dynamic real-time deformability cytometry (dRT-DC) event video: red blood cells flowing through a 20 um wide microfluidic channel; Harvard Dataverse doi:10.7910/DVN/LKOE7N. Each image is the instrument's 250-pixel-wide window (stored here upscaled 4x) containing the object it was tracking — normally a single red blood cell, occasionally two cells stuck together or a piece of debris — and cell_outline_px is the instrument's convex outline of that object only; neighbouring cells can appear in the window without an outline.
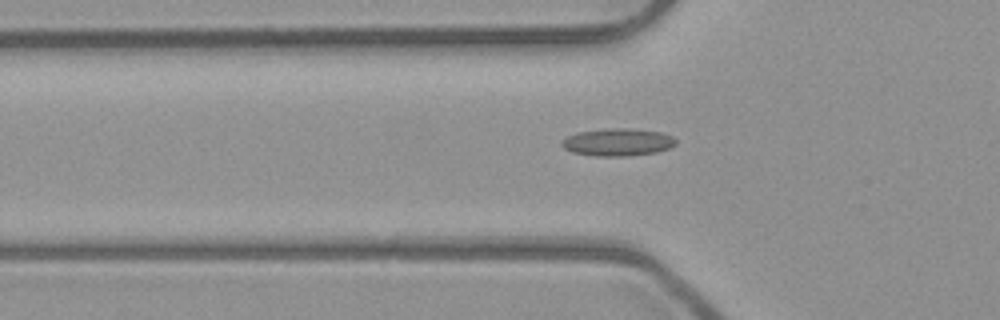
{"species": "common noctule bat (a hibernating species)", "species_latin": "Nyctalus noctula", "temperature_condition": "room temperature", "stored_images_in_passage": 43, "camera_frame_rate_fps": 3000, "um_per_image_px": 0.085, "animal": {"sex": "male", "body_mass_g": 23.1, "forearm_length_mm": 52.7}, "frame": {"image": 1, "passage_image": 15, "time_ms": 4.667, "image_size_px": [1000, 320], "cell_outline_px": [[676, 144], [668, 148], [656, 152], [628, 156], [596, 156], [572, 152], [564, 148], [560, 144], [560, 140], [576, 132], [604, 128], [632, 128], [660, 132], [672, 136], [676, 140]], "centroid_in_image_um": [52.47, 12.07], "position_along_channel_um": 73.3, "area_um2": 18.44}}
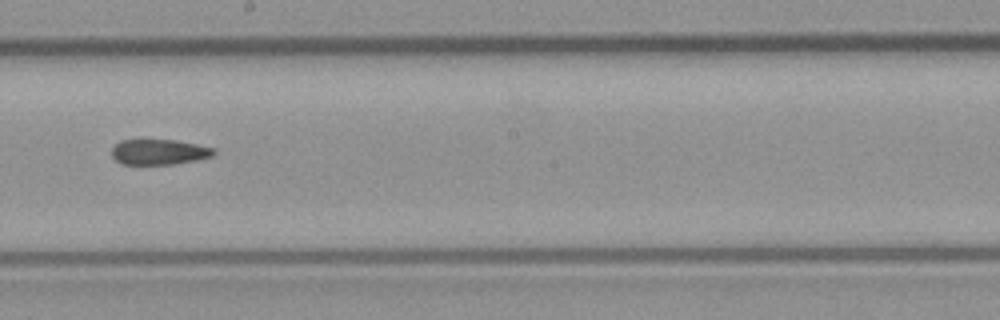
{"frame": {"image": 2, "passage_image": 27, "time_ms": 8.667, "image_size_px": [1000, 320], "cell_outline_px": [[216, 152], [212, 156], [196, 160], [172, 164], [120, 164], [112, 156], [112, 148], [120, 140], [140, 136], [176, 140], [216, 148]], "centroid_in_image_um": [13.47, 12.86], "position_along_channel_um": 234.7, "area_um2": 15.9}}
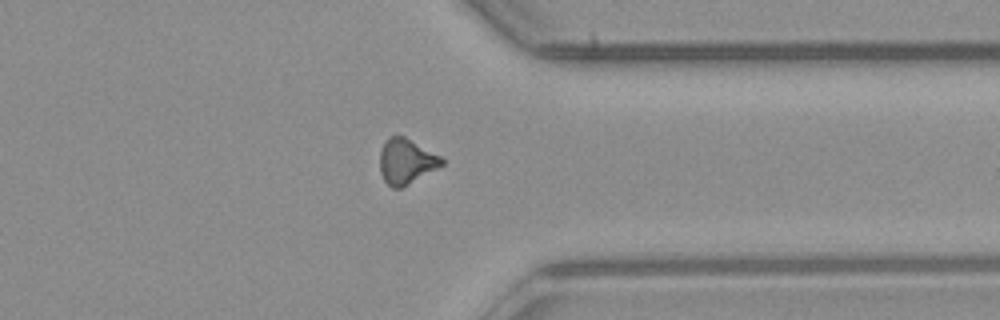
{"frame": {"image": 3, "passage_image": 38, "time_ms": 12.333, "image_size_px": [1000, 320], "cell_outline_px": [[444, 164], [408, 184], [400, 188], [392, 188], [384, 180], [380, 172], [380, 152], [384, 140], [388, 136], [404, 136], [440, 156], [444, 160]], "centroid_in_image_um": [34.49, 13.7], "position_along_channel_um": 376.9, "area_um2": 16.13}}